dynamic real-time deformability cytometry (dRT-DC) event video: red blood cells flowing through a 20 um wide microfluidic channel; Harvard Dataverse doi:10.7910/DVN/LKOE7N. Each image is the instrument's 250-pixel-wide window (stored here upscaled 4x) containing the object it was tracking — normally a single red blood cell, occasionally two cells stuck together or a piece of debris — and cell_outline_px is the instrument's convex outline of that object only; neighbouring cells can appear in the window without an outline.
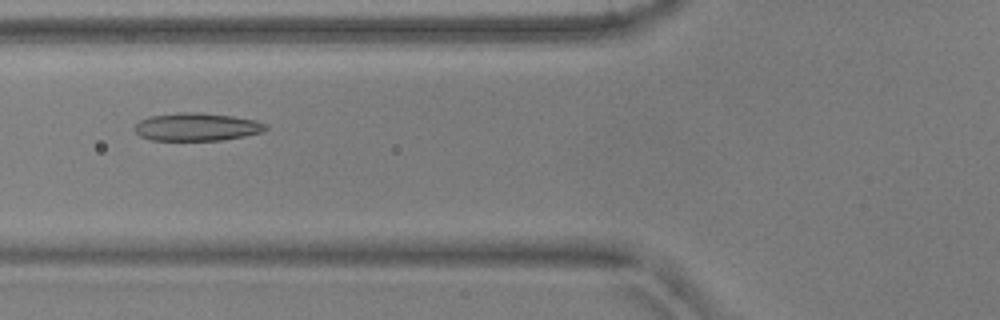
{"species": "common noctule bat (a hibernating species)", "species_latin": "Nyctalus noctula", "temperature_condition": "warm", "stored_images_in_passage": 6, "camera_frame_rate_fps": 3000, "um_per_image_px": 0.085, "animal": {"sex": "male", "body_mass_g": 17.9, "forearm_length_mm": 54.2}, "frame": {"image": 1, "passage_image": 6, "time_ms": 1.667, "image_size_px": [1000, 320], "cell_outline_px": [[268, 128], [264, 132], [244, 136], [220, 140], [152, 140], [140, 136], [132, 128], [140, 120], [148, 116], [180, 112], [196, 112], [232, 116], [256, 120], [268, 124]], "centroid_in_image_um": [16.73, 10.78], "position_along_channel_um": 109.1, "area_um2": 21.44}}